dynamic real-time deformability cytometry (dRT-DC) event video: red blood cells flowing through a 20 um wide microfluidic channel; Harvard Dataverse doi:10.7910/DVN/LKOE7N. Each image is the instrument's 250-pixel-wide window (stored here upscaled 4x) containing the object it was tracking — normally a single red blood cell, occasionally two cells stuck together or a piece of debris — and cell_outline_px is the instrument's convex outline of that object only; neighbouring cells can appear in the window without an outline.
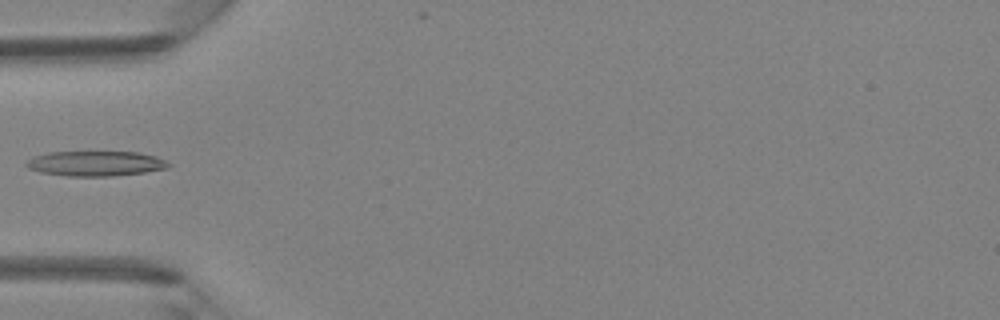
{"species": "Egyptian fruit bat (a non-hibernating species)", "species_latin": "Rousettus aegyptiacus", "temperature_condition": "room temperature", "stored_images_in_passage": 4, "camera_frame_rate_fps": 3000, "um_per_image_px": 0.085, "animal": {"sex": "female"}, "frame": {"image": 1, "passage_image": 4, "time_ms": 4.333, "image_size_px": [1000, 320], "cell_outline_px": [[172, 164], [168, 168], [144, 172], [112, 176], [68, 176], [40, 172], [28, 168], [24, 164], [32, 156], [48, 152], [140, 152], [156, 156]], "centroid_in_image_um": [8.12, 13.89], "position_along_channel_um": 76.9, "area_um2": 20.81}}